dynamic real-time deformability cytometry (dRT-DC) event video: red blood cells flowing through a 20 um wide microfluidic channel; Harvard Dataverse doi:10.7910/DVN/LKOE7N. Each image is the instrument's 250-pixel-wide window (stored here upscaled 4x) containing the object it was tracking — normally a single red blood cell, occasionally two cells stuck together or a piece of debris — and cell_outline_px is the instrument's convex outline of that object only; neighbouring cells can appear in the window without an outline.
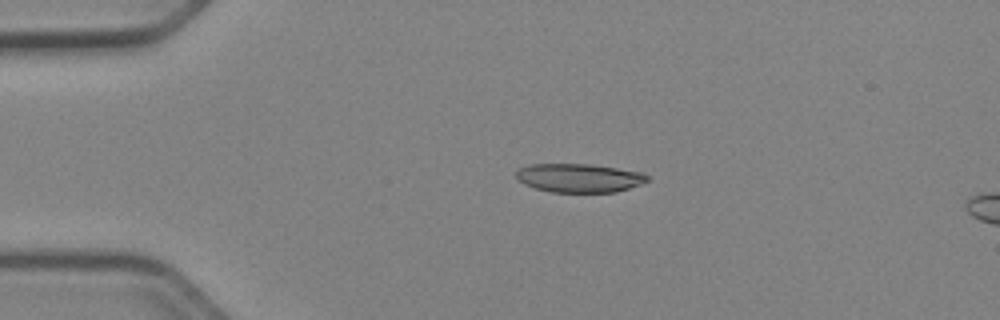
{"species": "Egyptian fruit bat (a non-hibernating species)", "species_latin": "Rousettus aegyptiacus", "temperature_condition": "cold", "stored_images_in_passage": 17, "camera_frame_rate_fps": 3000, "um_per_image_px": 0.085, "animal": {"sex": "female"}, "frame": {"image": 1, "passage_image": 12, "time_ms": 3.667, "image_size_px": [1000, 320], "cell_outline_px": [[648, 180], [640, 184], [616, 192], [552, 192], [536, 188], [524, 184], [516, 176], [516, 168], [528, 164], [588, 164], [644, 172], [648, 176]], "centroid_in_image_um": [49.2, 15.11], "position_along_channel_um": 35.8, "area_um2": 21.91}}